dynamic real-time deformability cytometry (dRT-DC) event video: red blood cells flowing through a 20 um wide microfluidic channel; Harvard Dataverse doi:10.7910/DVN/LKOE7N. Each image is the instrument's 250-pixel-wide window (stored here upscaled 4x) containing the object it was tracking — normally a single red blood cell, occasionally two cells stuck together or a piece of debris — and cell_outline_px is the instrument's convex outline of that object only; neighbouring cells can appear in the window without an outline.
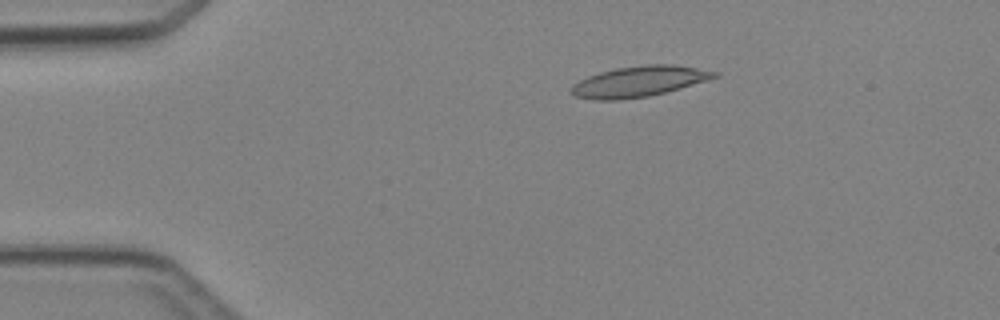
{"species": "Egyptian fruit bat (a non-hibernating species)", "species_latin": "Rousettus aegyptiacus", "temperature_condition": "cold", "stored_images_in_passage": 4, "camera_frame_rate_fps": 3000, "um_per_image_px": 0.085, "animal": {"sex": "female"}, "frame": {"image": 1, "passage_image": 3, "time_ms": 2.333, "image_size_px": [1000, 320], "cell_outline_px": [[720, 76], [680, 88], [648, 96], [620, 100], [592, 100], [572, 96], [568, 92], [568, 88], [572, 84], [588, 76], [600, 72], [616, 68], [644, 64], [672, 64], [720, 72]], "centroid_in_image_um": [54.24, 6.93], "position_along_channel_um": 30.8, "area_um2": 25.78}}